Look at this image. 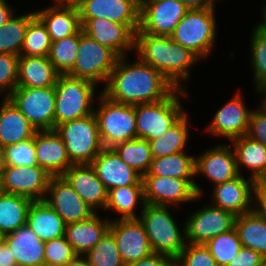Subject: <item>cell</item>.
<instances>
[{
	"label": "cell",
	"instance_id": "19",
	"mask_svg": "<svg viewBox=\"0 0 266 266\" xmlns=\"http://www.w3.org/2000/svg\"><path fill=\"white\" fill-rule=\"evenodd\" d=\"M251 111L238 93L215 112L206 130L229 140L242 137L248 132Z\"/></svg>",
	"mask_w": 266,
	"mask_h": 266
},
{
	"label": "cell",
	"instance_id": "45",
	"mask_svg": "<svg viewBox=\"0 0 266 266\" xmlns=\"http://www.w3.org/2000/svg\"><path fill=\"white\" fill-rule=\"evenodd\" d=\"M34 137L5 147L6 165L9 166H34L36 160Z\"/></svg>",
	"mask_w": 266,
	"mask_h": 266
},
{
	"label": "cell",
	"instance_id": "18",
	"mask_svg": "<svg viewBox=\"0 0 266 266\" xmlns=\"http://www.w3.org/2000/svg\"><path fill=\"white\" fill-rule=\"evenodd\" d=\"M257 182L248 177H238L213 186L212 205L233 213L242 215L254 210V195ZM253 202V203H252Z\"/></svg>",
	"mask_w": 266,
	"mask_h": 266
},
{
	"label": "cell",
	"instance_id": "29",
	"mask_svg": "<svg viewBox=\"0 0 266 266\" xmlns=\"http://www.w3.org/2000/svg\"><path fill=\"white\" fill-rule=\"evenodd\" d=\"M59 75L48 56H19L17 87L55 86Z\"/></svg>",
	"mask_w": 266,
	"mask_h": 266
},
{
	"label": "cell",
	"instance_id": "37",
	"mask_svg": "<svg viewBox=\"0 0 266 266\" xmlns=\"http://www.w3.org/2000/svg\"><path fill=\"white\" fill-rule=\"evenodd\" d=\"M112 149L131 168L142 176L147 173L153 160L149 141L136 138L115 144Z\"/></svg>",
	"mask_w": 266,
	"mask_h": 266
},
{
	"label": "cell",
	"instance_id": "17",
	"mask_svg": "<svg viewBox=\"0 0 266 266\" xmlns=\"http://www.w3.org/2000/svg\"><path fill=\"white\" fill-rule=\"evenodd\" d=\"M80 19L105 18L125 24L134 34L140 25V0H85L78 7Z\"/></svg>",
	"mask_w": 266,
	"mask_h": 266
},
{
	"label": "cell",
	"instance_id": "32",
	"mask_svg": "<svg viewBox=\"0 0 266 266\" xmlns=\"http://www.w3.org/2000/svg\"><path fill=\"white\" fill-rule=\"evenodd\" d=\"M235 229L243 247L266 258V222L255 210L236 216Z\"/></svg>",
	"mask_w": 266,
	"mask_h": 266
},
{
	"label": "cell",
	"instance_id": "33",
	"mask_svg": "<svg viewBox=\"0 0 266 266\" xmlns=\"http://www.w3.org/2000/svg\"><path fill=\"white\" fill-rule=\"evenodd\" d=\"M33 201L24 196L0 192V237L24 226Z\"/></svg>",
	"mask_w": 266,
	"mask_h": 266
},
{
	"label": "cell",
	"instance_id": "23",
	"mask_svg": "<svg viewBox=\"0 0 266 266\" xmlns=\"http://www.w3.org/2000/svg\"><path fill=\"white\" fill-rule=\"evenodd\" d=\"M62 177L95 212L105 209L108 191L91 164H73Z\"/></svg>",
	"mask_w": 266,
	"mask_h": 266
},
{
	"label": "cell",
	"instance_id": "6",
	"mask_svg": "<svg viewBox=\"0 0 266 266\" xmlns=\"http://www.w3.org/2000/svg\"><path fill=\"white\" fill-rule=\"evenodd\" d=\"M216 27L215 8L188 9L171 38L204 59L214 49Z\"/></svg>",
	"mask_w": 266,
	"mask_h": 266
},
{
	"label": "cell",
	"instance_id": "20",
	"mask_svg": "<svg viewBox=\"0 0 266 266\" xmlns=\"http://www.w3.org/2000/svg\"><path fill=\"white\" fill-rule=\"evenodd\" d=\"M83 32L101 45L112 49L119 57L134 50L135 34L122 23L105 18L80 19Z\"/></svg>",
	"mask_w": 266,
	"mask_h": 266
},
{
	"label": "cell",
	"instance_id": "24",
	"mask_svg": "<svg viewBox=\"0 0 266 266\" xmlns=\"http://www.w3.org/2000/svg\"><path fill=\"white\" fill-rule=\"evenodd\" d=\"M38 165L52 176H62L72 165L65 144L55 130L37 131L34 135Z\"/></svg>",
	"mask_w": 266,
	"mask_h": 266
},
{
	"label": "cell",
	"instance_id": "55",
	"mask_svg": "<svg viewBox=\"0 0 266 266\" xmlns=\"http://www.w3.org/2000/svg\"><path fill=\"white\" fill-rule=\"evenodd\" d=\"M65 266H91L84 255H76Z\"/></svg>",
	"mask_w": 266,
	"mask_h": 266
},
{
	"label": "cell",
	"instance_id": "52",
	"mask_svg": "<svg viewBox=\"0 0 266 266\" xmlns=\"http://www.w3.org/2000/svg\"><path fill=\"white\" fill-rule=\"evenodd\" d=\"M188 9L215 8V2L218 0H179Z\"/></svg>",
	"mask_w": 266,
	"mask_h": 266
},
{
	"label": "cell",
	"instance_id": "38",
	"mask_svg": "<svg viewBox=\"0 0 266 266\" xmlns=\"http://www.w3.org/2000/svg\"><path fill=\"white\" fill-rule=\"evenodd\" d=\"M35 12L13 16L0 27V53L20 56L25 32Z\"/></svg>",
	"mask_w": 266,
	"mask_h": 266
},
{
	"label": "cell",
	"instance_id": "34",
	"mask_svg": "<svg viewBox=\"0 0 266 266\" xmlns=\"http://www.w3.org/2000/svg\"><path fill=\"white\" fill-rule=\"evenodd\" d=\"M145 175L194 179L196 177L195 156L188 155L186 151H183L164 157L153 158Z\"/></svg>",
	"mask_w": 266,
	"mask_h": 266
},
{
	"label": "cell",
	"instance_id": "27",
	"mask_svg": "<svg viewBox=\"0 0 266 266\" xmlns=\"http://www.w3.org/2000/svg\"><path fill=\"white\" fill-rule=\"evenodd\" d=\"M110 219H102L97 212L90 218L70 223L65 228V238L77 255H85L109 230Z\"/></svg>",
	"mask_w": 266,
	"mask_h": 266
},
{
	"label": "cell",
	"instance_id": "28",
	"mask_svg": "<svg viewBox=\"0 0 266 266\" xmlns=\"http://www.w3.org/2000/svg\"><path fill=\"white\" fill-rule=\"evenodd\" d=\"M0 146L6 147L33 138L37 129L10 99L0 106Z\"/></svg>",
	"mask_w": 266,
	"mask_h": 266
},
{
	"label": "cell",
	"instance_id": "9",
	"mask_svg": "<svg viewBox=\"0 0 266 266\" xmlns=\"http://www.w3.org/2000/svg\"><path fill=\"white\" fill-rule=\"evenodd\" d=\"M118 58L112 49L90 38L81 29L75 65L67 75L86 79L95 84L106 83Z\"/></svg>",
	"mask_w": 266,
	"mask_h": 266
},
{
	"label": "cell",
	"instance_id": "31",
	"mask_svg": "<svg viewBox=\"0 0 266 266\" xmlns=\"http://www.w3.org/2000/svg\"><path fill=\"white\" fill-rule=\"evenodd\" d=\"M240 175L242 167L249 168L250 178L256 182L266 174V147L247 135L231 140ZM243 165V166H242Z\"/></svg>",
	"mask_w": 266,
	"mask_h": 266
},
{
	"label": "cell",
	"instance_id": "48",
	"mask_svg": "<svg viewBox=\"0 0 266 266\" xmlns=\"http://www.w3.org/2000/svg\"><path fill=\"white\" fill-rule=\"evenodd\" d=\"M246 135L260 141L266 147V107L262 104L257 110L251 111Z\"/></svg>",
	"mask_w": 266,
	"mask_h": 266
},
{
	"label": "cell",
	"instance_id": "44",
	"mask_svg": "<svg viewBox=\"0 0 266 266\" xmlns=\"http://www.w3.org/2000/svg\"><path fill=\"white\" fill-rule=\"evenodd\" d=\"M19 56L0 53V93L9 99L17 87Z\"/></svg>",
	"mask_w": 266,
	"mask_h": 266
},
{
	"label": "cell",
	"instance_id": "15",
	"mask_svg": "<svg viewBox=\"0 0 266 266\" xmlns=\"http://www.w3.org/2000/svg\"><path fill=\"white\" fill-rule=\"evenodd\" d=\"M44 201L66 225L86 220L96 213L62 176L51 177Z\"/></svg>",
	"mask_w": 266,
	"mask_h": 266
},
{
	"label": "cell",
	"instance_id": "47",
	"mask_svg": "<svg viewBox=\"0 0 266 266\" xmlns=\"http://www.w3.org/2000/svg\"><path fill=\"white\" fill-rule=\"evenodd\" d=\"M175 266H217V264L204 244L186 243L175 259Z\"/></svg>",
	"mask_w": 266,
	"mask_h": 266
},
{
	"label": "cell",
	"instance_id": "59",
	"mask_svg": "<svg viewBox=\"0 0 266 266\" xmlns=\"http://www.w3.org/2000/svg\"><path fill=\"white\" fill-rule=\"evenodd\" d=\"M60 3L72 7H78L80 4H82L85 0H58Z\"/></svg>",
	"mask_w": 266,
	"mask_h": 266
},
{
	"label": "cell",
	"instance_id": "53",
	"mask_svg": "<svg viewBox=\"0 0 266 266\" xmlns=\"http://www.w3.org/2000/svg\"><path fill=\"white\" fill-rule=\"evenodd\" d=\"M7 0H0V27L6 24L13 16L14 11Z\"/></svg>",
	"mask_w": 266,
	"mask_h": 266
},
{
	"label": "cell",
	"instance_id": "22",
	"mask_svg": "<svg viewBox=\"0 0 266 266\" xmlns=\"http://www.w3.org/2000/svg\"><path fill=\"white\" fill-rule=\"evenodd\" d=\"M91 165L107 191L121 186L143 185L142 175L128 166L112 148H104Z\"/></svg>",
	"mask_w": 266,
	"mask_h": 266
},
{
	"label": "cell",
	"instance_id": "40",
	"mask_svg": "<svg viewBox=\"0 0 266 266\" xmlns=\"http://www.w3.org/2000/svg\"><path fill=\"white\" fill-rule=\"evenodd\" d=\"M51 43L45 25L35 15L28 23L20 56H48Z\"/></svg>",
	"mask_w": 266,
	"mask_h": 266
},
{
	"label": "cell",
	"instance_id": "5",
	"mask_svg": "<svg viewBox=\"0 0 266 266\" xmlns=\"http://www.w3.org/2000/svg\"><path fill=\"white\" fill-rule=\"evenodd\" d=\"M180 95L188 97L189 94L175 89L162 101L135 105L137 138L147 141L159 138L177 123L186 114L179 102Z\"/></svg>",
	"mask_w": 266,
	"mask_h": 266
},
{
	"label": "cell",
	"instance_id": "25",
	"mask_svg": "<svg viewBox=\"0 0 266 266\" xmlns=\"http://www.w3.org/2000/svg\"><path fill=\"white\" fill-rule=\"evenodd\" d=\"M1 238L12 251L17 266L45 265V242L27 224Z\"/></svg>",
	"mask_w": 266,
	"mask_h": 266
},
{
	"label": "cell",
	"instance_id": "54",
	"mask_svg": "<svg viewBox=\"0 0 266 266\" xmlns=\"http://www.w3.org/2000/svg\"><path fill=\"white\" fill-rule=\"evenodd\" d=\"M254 210L266 222V196H254Z\"/></svg>",
	"mask_w": 266,
	"mask_h": 266
},
{
	"label": "cell",
	"instance_id": "46",
	"mask_svg": "<svg viewBox=\"0 0 266 266\" xmlns=\"http://www.w3.org/2000/svg\"><path fill=\"white\" fill-rule=\"evenodd\" d=\"M76 255L65 236L45 242V265L65 266Z\"/></svg>",
	"mask_w": 266,
	"mask_h": 266
},
{
	"label": "cell",
	"instance_id": "36",
	"mask_svg": "<svg viewBox=\"0 0 266 266\" xmlns=\"http://www.w3.org/2000/svg\"><path fill=\"white\" fill-rule=\"evenodd\" d=\"M189 117L186 113L177 123L159 138L150 140L153 158L164 157L177 152L186 151L189 138Z\"/></svg>",
	"mask_w": 266,
	"mask_h": 266
},
{
	"label": "cell",
	"instance_id": "50",
	"mask_svg": "<svg viewBox=\"0 0 266 266\" xmlns=\"http://www.w3.org/2000/svg\"><path fill=\"white\" fill-rule=\"evenodd\" d=\"M124 266H175V260L165 254L153 253L149 257L127 263Z\"/></svg>",
	"mask_w": 266,
	"mask_h": 266
},
{
	"label": "cell",
	"instance_id": "35",
	"mask_svg": "<svg viewBox=\"0 0 266 266\" xmlns=\"http://www.w3.org/2000/svg\"><path fill=\"white\" fill-rule=\"evenodd\" d=\"M138 203H141V208L145 205L143 185L121 186L108 191L105 210L111 209L121 215L115 220L138 219L139 216L134 211Z\"/></svg>",
	"mask_w": 266,
	"mask_h": 266
},
{
	"label": "cell",
	"instance_id": "4",
	"mask_svg": "<svg viewBox=\"0 0 266 266\" xmlns=\"http://www.w3.org/2000/svg\"><path fill=\"white\" fill-rule=\"evenodd\" d=\"M97 84L68 75H59L55 88L54 129L57 125L94 113Z\"/></svg>",
	"mask_w": 266,
	"mask_h": 266
},
{
	"label": "cell",
	"instance_id": "49",
	"mask_svg": "<svg viewBox=\"0 0 266 266\" xmlns=\"http://www.w3.org/2000/svg\"><path fill=\"white\" fill-rule=\"evenodd\" d=\"M265 258L252 249L242 247L227 266H261Z\"/></svg>",
	"mask_w": 266,
	"mask_h": 266
},
{
	"label": "cell",
	"instance_id": "2",
	"mask_svg": "<svg viewBox=\"0 0 266 266\" xmlns=\"http://www.w3.org/2000/svg\"><path fill=\"white\" fill-rule=\"evenodd\" d=\"M137 58L158 70L176 89L185 90L181 82L190 78V69L199 57L175 42L171 36L135 33Z\"/></svg>",
	"mask_w": 266,
	"mask_h": 266
},
{
	"label": "cell",
	"instance_id": "60",
	"mask_svg": "<svg viewBox=\"0 0 266 266\" xmlns=\"http://www.w3.org/2000/svg\"><path fill=\"white\" fill-rule=\"evenodd\" d=\"M258 93L264 96V98H263L264 101L262 100V105H263L264 107H266V87L263 88V89H262L261 91H259Z\"/></svg>",
	"mask_w": 266,
	"mask_h": 266
},
{
	"label": "cell",
	"instance_id": "57",
	"mask_svg": "<svg viewBox=\"0 0 266 266\" xmlns=\"http://www.w3.org/2000/svg\"><path fill=\"white\" fill-rule=\"evenodd\" d=\"M263 17H262V21L258 22V24L256 25L264 34H266V3L263 7Z\"/></svg>",
	"mask_w": 266,
	"mask_h": 266
},
{
	"label": "cell",
	"instance_id": "42",
	"mask_svg": "<svg viewBox=\"0 0 266 266\" xmlns=\"http://www.w3.org/2000/svg\"><path fill=\"white\" fill-rule=\"evenodd\" d=\"M251 33L250 53L256 93L266 87V34L257 26Z\"/></svg>",
	"mask_w": 266,
	"mask_h": 266
},
{
	"label": "cell",
	"instance_id": "41",
	"mask_svg": "<svg viewBox=\"0 0 266 266\" xmlns=\"http://www.w3.org/2000/svg\"><path fill=\"white\" fill-rule=\"evenodd\" d=\"M204 245L209 249L217 266H227L243 247L235 228L211 238Z\"/></svg>",
	"mask_w": 266,
	"mask_h": 266
},
{
	"label": "cell",
	"instance_id": "26",
	"mask_svg": "<svg viewBox=\"0 0 266 266\" xmlns=\"http://www.w3.org/2000/svg\"><path fill=\"white\" fill-rule=\"evenodd\" d=\"M55 2L48 8L35 11L52 42L74 35L82 29L78 8L64 5L58 0Z\"/></svg>",
	"mask_w": 266,
	"mask_h": 266
},
{
	"label": "cell",
	"instance_id": "21",
	"mask_svg": "<svg viewBox=\"0 0 266 266\" xmlns=\"http://www.w3.org/2000/svg\"><path fill=\"white\" fill-rule=\"evenodd\" d=\"M231 147H233L231 144H219L195 156V175H204L214 185L238 177L240 174L236 155Z\"/></svg>",
	"mask_w": 266,
	"mask_h": 266
},
{
	"label": "cell",
	"instance_id": "43",
	"mask_svg": "<svg viewBox=\"0 0 266 266\" xmlns=\"http://www.w3.org/2000/svg\"><path fill=\"white\" fill-rule=\"evenodd\" d=\"M91 266H124L115 238L108 230L101 240L85 255Z\"/></svg>",
	"mask_w": 266,
	"mask_h": 266
},
{
	"label": "cell",
	"instance_id": "12",
	"mask_svg": "<svg viewBox=\"0 0 266 266\" xmlns=\"http://www.w3.org/2000/svg\"><path fill=\"white\" fill-rule=\"evenodd\" d=\"M52 175L39 165L9 166L0 176V190L32 201L44 200Z\"/></svg>",
	"mask_w": 266,
	"mask_h": 266
},
{
	"label": "cell",
	"instance_id": "13",
	"mask_svg": "<svg viewBox=\"0 0 266 266\" xmlns=\"http://www.w3.org/2000/svg\"><path fill=\"white\" fill-rule=\"evenodd\" d=\"M187 10L179 0H140V25L136 33L171 36Z\"/></svg>",
	"mask_w": 266,
	"mask_h": 266
},
{
	"label": "cell",
	"instance_id": "16",
	"mask_svg": "<svg viewBox=\"0 0 266 266\" xmlns=\"http://www.w3.org/2000/svg\"><path fill=\"white\" fill-rule=\"evenodd\" d=\"M109 231L115 238L124 264L144 259L153 254L144 225L139 219H111Z\"/></svg>",
	"mask_w": 266,
	"mask_h": 266
},
{
	"label": "cell",
	"instance_id": "30",
	"mask_svg": "<svg viewBox=\"0 0 266 266\" xmlns=\"http://www.w3.org/2000/svg\"><path fill=\"white\" fill-rule=\"evenodd\" d=\"M26 224L44 242L65 235V222L44 200L31 203Z\"/></svg>",
	"mask_w": 266,
	"mask_h": 266
},
{
	"label": "cell",
	"instance_id": "11",
	"mask_svg": "<svg viewBox=\"0 0 266 266\" xmlns=\"http://www.w3.org/2000/svg\"><path fill=\"white\" fill-rule=\"evenodd\" d=\"M9 99L37 129L54 130L55 88L16 87Z\"/></svg>",
	"mask_w": 266,
	"mask_h": 266
},
{
	"label": "cell",
	"instance_id": "61",
	"mask_svg": "<svg viewBox=\"0 0 266 266\" xmlns=\"http://www.w3.org/2000/svg\"><path fill=\"white\" fill-rule=\"evenodd\" d=\"M261 266H266V258L263 260L262 265Z\"/></svg>",
	"mask_w": 266,
	"mask_h": 266
},
{
	"label": "cell",
	"instance_id": "1",
	"mask_svg": "<svg viewBox=\"0 0 266 266\" xmlns=\"http://www.w3.org/2000/svg\"><path fill=\"white\" fill-rule=\"evenodd\" d=\"M127 56L119 57L111 71L102 94L108 99L128 105L162 101L176 88L151 65L139 58L127 62Z\"/></svg>",
	"mask_w": 266,
	"mask_h": 266
},
{
	"label": "cell",
	"instance_id": "56",
	"mask_svg": "<svg viewBox=\"0 0 266 266\" xmlns=\"http://www.w3.org/2000/svg\"><path fill=\"white\" fill-rule=\"evenodd\" d=\"M254 196H266V174L257 181V187Z\"/></svg>",
	"mask_w": 266,
	"mask_h": 266
},
{
	"label": "cell",
	"instance_id": "39",
	"mask_svg": "<svg viewBox=\"0 0 266 266\" xmlns=\"http://www.w3.org/2000/svg\"><path fill=\"white\" fill-rule=\"evenodd\" d=\"M79 46V32L51 43L49 60L60 75H67L74 67Z\"/></svg>",
	"mask_w": 266,
	"mask_h": 266
},
{
	"label": "cell",
	"instance_id": "8",
	"mask_svg": "<svg viewBox=\"0 0 266 266\" xmlns=\"http://www.w3.org/2000/svg\"><path fill=\"white\" fill-rule=\"evenodd\" d=\"M54 130L64 142L73 164H91L104 149L94 113L57 125Z\"/></svg>",
	"mask_w": 266,
	"mask_h": 266
},
{
	"label": "cell",
	"instance_id": "58",
	"mask_svg": "<svg viewBox=\"0 0 266 266\" xmlns=\"http://www.w3.org/2000/svg\"><path fill=\"white\" fill-rule=\"evenodd\" d=\"M5 167H6L5 148L0 146V176Z\"/></svg>",
	"mask_w": 266,
	"mask_h": 266
},
{
	"label": "cell",
	"instance_id": "7",
	"mask_svg": "<svg viewBox=\"0 0 266 266\" xmlns=\"http://www.w3.org/2000/svg\"><path fill=\"white\" fill-rule=\"evenodd\" d=\"M98 97L99 107L94 109L98 130L104 148L136 139L135 105L114 102L102 93Z\"/></svg>",
	"mask_w": 266,
	"mask_h": 266
},
{
	"label": "cell",
	"instance_id": "3",
	"mask_svg": "<svg viewBox=\"0 0 266 266\" xmlns=\"http://www.w3.org/2000/svg\"><path fill=\"white\" fill-rule=\"evenodd\" d=\"M138 219L144 225L153 253L165 254L175 260L186 245L185 223L182 232L169 206L148 203L141 209Z\"/></svg>",
	"mask_w": 266,
	"mask_h": 266
},
{
	"label": "cell",
	"instance_id": "14",
	"mask_svg": "<svg viewBox=\"0 0 266 266\" xmlns=\"http://www.w3.org/2000/svg\"><path fill=\"white\" fill-rule=\"evenodd\" d=\"M235 220L233 213L206 204L185 220L186 243L206 244L211 238L234 229Z\"/></svg>",
	"mask_w": 266,
	"mask_h": 266
},
{
	"label": "cell",
	"instance_id": "51",
	"mask_svg": "<svg viewBox=\"0 0 266 266\" xmlns=\"http://www.w3.org/2000/svg\"><path fill=\"white\" fill-rule=\"evenodd\" d=\"M6 242L0 237V266H17L14 255Z\"/></svg>",
	"mask_w": 266,
	"mask_h": 266
},
{
	"label": "cell",
	"instance_id": "10",
	"mask_svg": "<svg viewBox=\"0 0 266 266\" xmlns=\"http://www.w3.org/2000/svg\"><path fill=\"white\" fill-rule=\"evenodd\" d=\"M144 201L148 204L178 207L203 196L194 179H180L156 175H143Z\"/></svg>",
	"mask_w": 266,
	"mask_h": 266
}]
</instances>
